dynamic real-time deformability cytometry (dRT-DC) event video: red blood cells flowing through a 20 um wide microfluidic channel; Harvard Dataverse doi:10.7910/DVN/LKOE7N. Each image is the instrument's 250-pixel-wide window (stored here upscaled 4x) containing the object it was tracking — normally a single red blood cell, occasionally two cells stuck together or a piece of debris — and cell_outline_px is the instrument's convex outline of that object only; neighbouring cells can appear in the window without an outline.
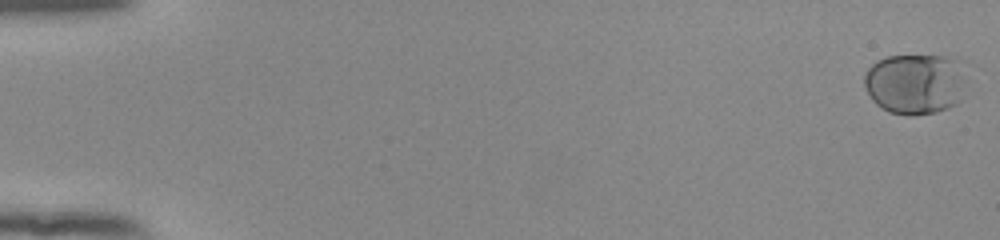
{"species": "human", "species_latin": "Homo sapiens", "temperature_condition": "room temperature", "stored_images_in_passage": 56, "camera_frame_rate_fps": 3000, "um_per_image_px": 0.085, "donor": {"sex": "female"}, "frame": {"image": 1, "passage_image": 2, "time_ms": 0.333, "image_size_px": [1000, 240], "cell_outline_px": [[960, 100], [956, 104], [948, 108], [936, 112], [912, 116], [888, 112], [876, 104], [872, 100], [864, 84], [864, 76], [868, 68], [876, 60], [888, 56], [944, 56], [952, 60], [960, 76]], "centroid_in_image_um": [77.64, 7.16], "position_along_channel_um": 7.4, "area_um2": 35.03}}
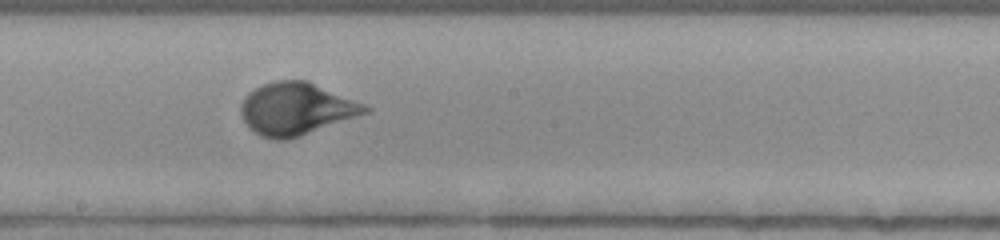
{"frame": {"image": 2, "passage_image": 33, "time_ms": 10.667, "image_size_px": [1000, 240], "cell_outline_px": [[372, 112], [288, 140], [272, 140], [260, 136], [248, 128], [240, 112], [240, 104], [244, 96], [248, 92], [264, 84], [276, 80], [308, 80], [364, 104], [372, 108]], "centroid_in_image_um": [25.18, 9.26], "position_along_channel_um": 223.0, "area_um2": 38.26}}
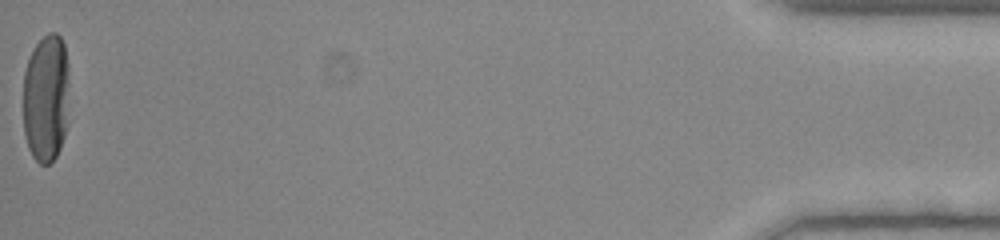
{"frame": {"image": 3, "passage_image": 56, "time_ms": 18.333, "image_size_px": [1000, 240], "cell_outline_px": [[68, 84], [64, 136], [60, 148], [56, 156], [48, 164], [40, 164], [32, 156], [28, 148], [24, 136], [24, 72], [32, 48], [48, 32], [56, 32], [60, 36], [64, 44], [68, 64]], "centroid_in_image_um": [3.89, 8.31], "position_along_channel_um": 431.3, "area_um2": 34.51}, "authors_computed_cell_mechanics": {"area_um2": 35.0557, "velocity_mm_per_s": 3.878, "shape_relaxation_time_tau1_ms": 3.6732, "shape_relaxation_time_tau2_ms": null, "deformation_change_tau1": 0.1755, "deformation_change_tau2": null}}